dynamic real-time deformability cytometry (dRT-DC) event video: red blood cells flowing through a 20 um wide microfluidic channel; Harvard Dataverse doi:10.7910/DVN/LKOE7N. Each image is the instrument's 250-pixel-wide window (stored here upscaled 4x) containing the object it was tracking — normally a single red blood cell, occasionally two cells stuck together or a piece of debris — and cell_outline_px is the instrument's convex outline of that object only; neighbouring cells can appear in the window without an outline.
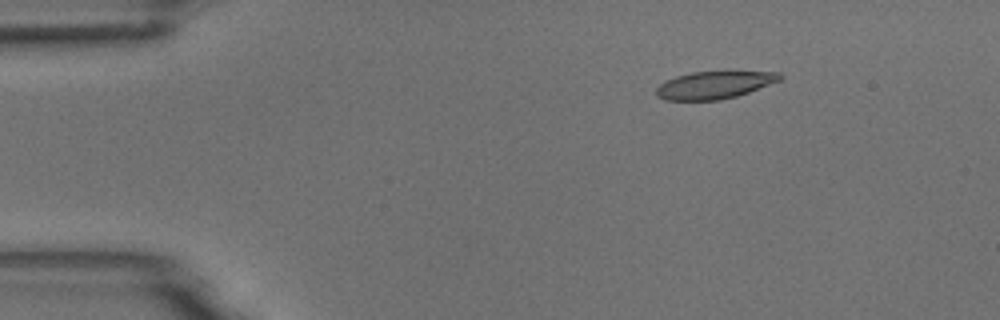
{"species": "common noctule bat (a hibernating species)", "species_latin": "Nyctalus noctula", "temperature_condition": "room temperature", "stored_images_in_passage": 6, "camera_frame_rate_fps": 3000, "um_per_image_px": 0.085, "animal": {"sex": "male", "body_mass_g": 18.8}, "frame": {"image": 1, "passage_image": 3, "time_ms": 0.667, "image_size_px": [1000, 320], "cell_outline_px": [[784, 76], [780, 80], [748, 92], [736, 96], [720, 100], [664, 100], [656, 96], [656, 88], [664, 80], [676, 76], [692, 72], [780, 72]], "centroid_in_image_um": [60.67, 7.23], "position_along_channel_um": 24.3, "area_um2": 19.65}}
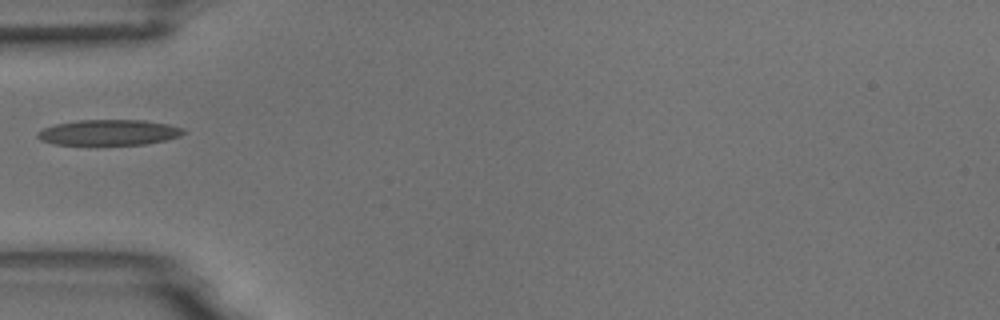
{"frame": {"image": 2, "passage_image": 6, "time_ms": 1.667, "image_size_px": [1000, 320], "cell_outline_px": [[184, 132], [180, 136], [164, 140], [144, 144], [96, 148], [56, 144], [40, 140], [36, 136], [36, 132], [44, 128], [56, 124], [76, 120], [144, 120], [168, 124], [184, 128]], "centroid_in_image_um": [9.19, 11.31], "position_along_channel_um": 75.8, "area_um2": 22.83}}